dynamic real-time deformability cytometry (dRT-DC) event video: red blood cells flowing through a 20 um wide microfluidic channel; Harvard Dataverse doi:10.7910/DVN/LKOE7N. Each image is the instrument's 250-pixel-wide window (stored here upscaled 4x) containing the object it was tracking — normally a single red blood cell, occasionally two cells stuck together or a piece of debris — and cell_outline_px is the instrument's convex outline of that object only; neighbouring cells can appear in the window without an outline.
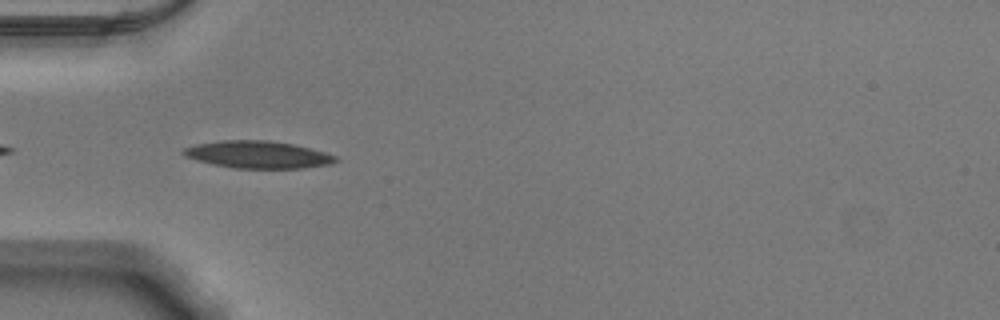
{"species": "Egyptian fruit bat (a non-hibernating species)", "species_latin": "Rousettus aegyptiacus", "temperature_condition": "warm", "stored_images_in_passage": 11, "camera_frame_rate_fps": 3000, "um_per_image_px": 0.085, "animal": {"sex": "male"}, "frame": {"image": 1, "passage_image": 2, "time_ms": 0.333, "image_size_px": [1000, 320], "cell_outline_px": [[340, 160], [332, 164], [304, 168], [232, 168], [212, 164], [196, 160], [184, 156], [180, 152], [184, 148], [196, 144], [224, 140], [264, 140], [292, 144], [324, 152], [336, 156]], "centroid_in_image_um": [21.91, 13.15], "position_along_channel_um": 63.1, "area_um2": 24.16}}
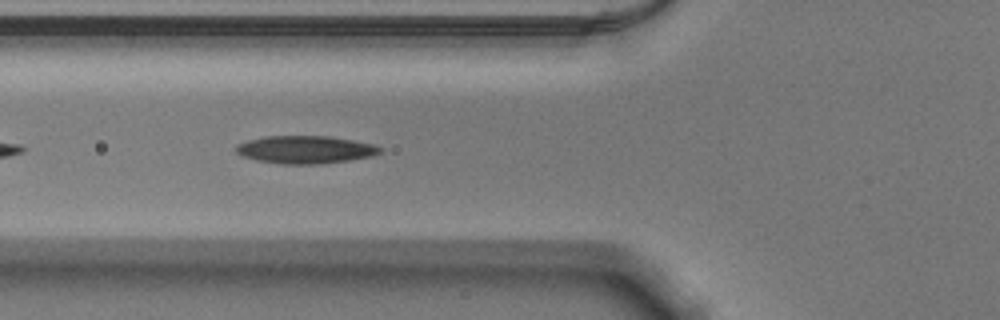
{"frame": {"image": 2, "passage_image": 5, "time_ms": 1.333, "image_size_px": [1000, 320], "cell_outline_px": [[384, 148], [380, 152], [372, 156], [348, 160], [320, 164], [280, 164], [256, 160], [244, 156], [236, 152], [236, 144], [248, 140], [264, 136], [328, 136], [352, 140], [372, 144]], "centroid_in_image_um": [25.94, 12.72], "position_along_channel_um": 99.9, "area_um2": 23.24}}
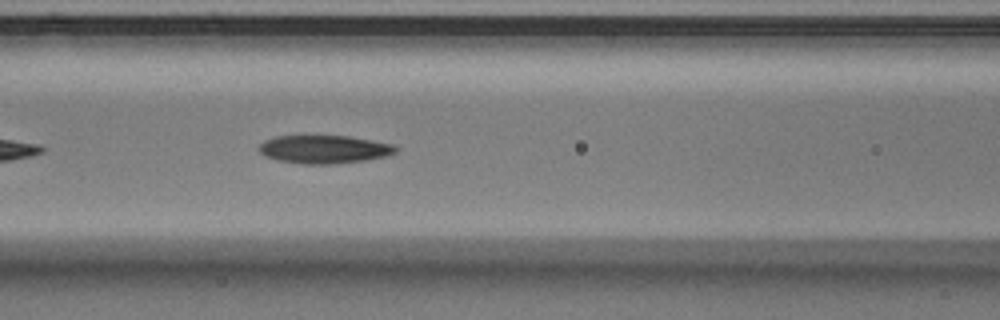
{"frame": {"image": 3, "passage_image": 8, "time_ms": 2.333, "image_size_px": [1000, 320], "cell_outline_px": [[400, 148], [396, 152], [384, 156], [364, 160], [332, 164], [304, 164], [280, 160], [264, 156], [256, 148], [264, 140], [276, 136], [348, 136], [392, 144]], "centroid_in_image_um": [27.52, 12.69], "position_along_channel_um": 139.1, "area_um2": 22.31}}